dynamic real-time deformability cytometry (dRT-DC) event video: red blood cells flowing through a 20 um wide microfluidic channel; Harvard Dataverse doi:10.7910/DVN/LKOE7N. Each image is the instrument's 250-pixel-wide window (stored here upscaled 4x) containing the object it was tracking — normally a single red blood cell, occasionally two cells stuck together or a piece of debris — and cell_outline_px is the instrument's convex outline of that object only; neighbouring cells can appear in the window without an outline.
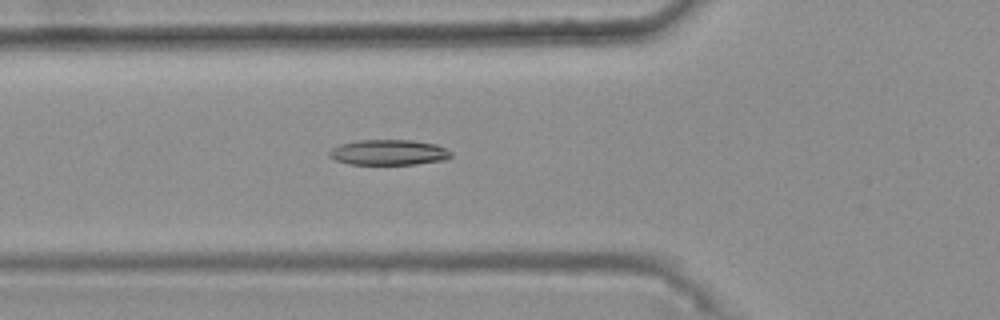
{"species": "common noctule bat (a hibernating species)", "species_latin": "Nyctalus noctula", "temperature_condition": "warm", "stored_images_in_passage": 38, "camera_frame_rate_fps": 3000, "um_per_image_px": 0.085, "animal": {"sex": "female", "body_mass_g": 25.1}, "frame": {"image": 1, "passage_image": 10, "time_ms": 3.0, "image_size_px": [1000, 320], "cell_outline_px": [[452, 156], [448, 160], [416, 164], [348, 164], [336, 160], [328, 156], [328, 152], [332, 148], [340, 144], [360, 140], [412, 140], [436, 144], [452, 152]], "centroid_in_image_um": [33.06, 12.96], "position_along_channel_um": 92.7, "area_um2": 18.15}}
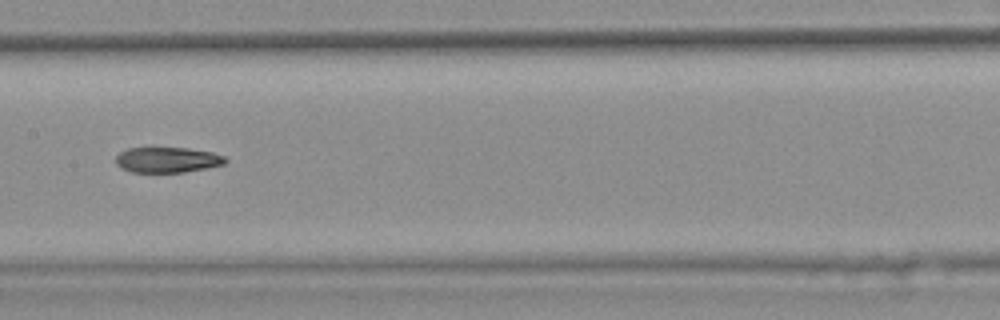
{"frame": {"image": 2, "passage_image": 18, "time_ms": 5.667, "image_size_px": [1000, 320], "cell_outline_px": [[228, 160], [224, 164], [208, 168], [184, 172], [132, 172], [116, 164], [116, 156], [120, 152], [128, 148], [188, 148], [212, 152], [224, 156]], "centroid_in_image_um": [14.26, 13.58], "position_along_channel_um": 193.1, "area_um2": 16.18}}
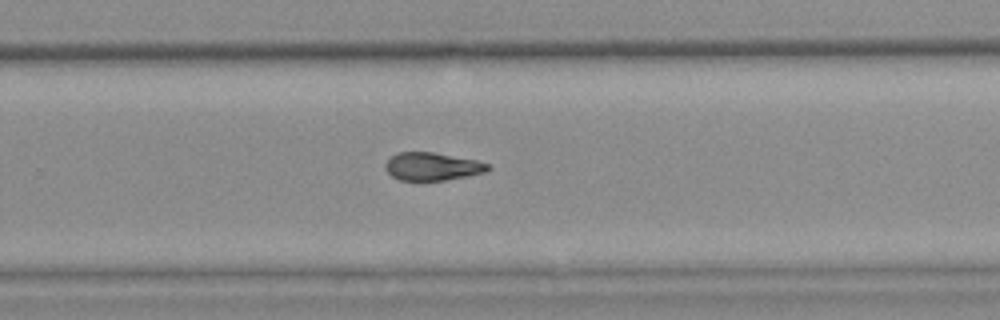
{"frame": {"image": 3, "passage_image": 26, "time_ms": 8.333, "image_size_px": [1000, 320], "cell_outline_px": [[488, 168], [484, 172], [444, 180], [400, 180], [392, 176], [384, 168], [384, 164], [392, 156], [400, 152], [432, 152], [476, 160], [488, 164]], "centroid_in_image_um": [36.68, 14.14], "position_along_channel_um": 293.1, "area_um2": 16.3}, "authors_computed_cell_mechanics": {"area_um2": 17.4267, "velocity_mm_per_s": 3.7607, "shape_relaxation_time_tau1_ms": null, "shape_relaxation_time_tau2_ms": 6.9271, "deformation_change_tau1": null, "deformation_change_tau2": 0.1625}}